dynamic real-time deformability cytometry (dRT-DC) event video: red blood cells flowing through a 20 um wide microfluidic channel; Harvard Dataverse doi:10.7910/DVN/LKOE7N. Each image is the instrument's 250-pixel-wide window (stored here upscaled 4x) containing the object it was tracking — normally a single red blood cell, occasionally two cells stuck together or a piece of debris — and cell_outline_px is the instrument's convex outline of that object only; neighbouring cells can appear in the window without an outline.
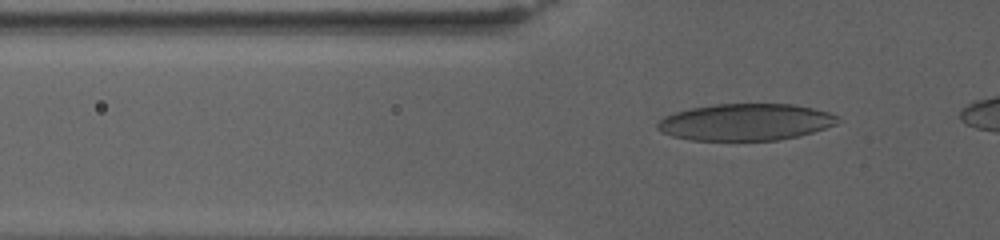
{"species": "human", "species_latin": "Homo sapiens", "temperature_condition": "warm", "stored_images_in_passage": 91, "camera_frame_rate_fps": 3000, "um_per_image_px": 0.085, "donor": {"sex": "female"}, "frame": {"image": 1, "passage_image": 17, "time_ms": 2.667, "image_size_px": [1000, 240], "cell_outline_px": [[840, 120], [836, 124], [800, 136], [776, 140], [692, 140], [672, 136], [660, 132], [656, 128], [656, 124], [664, 116], [676, 112], [692, 108], [712, 104], [796, 104], [828, 112], [840, 116]], "centroid_in_image_um": [63.37, 10.37], "position_along_channel_um": 62.4, "area_um2": 38.73}}
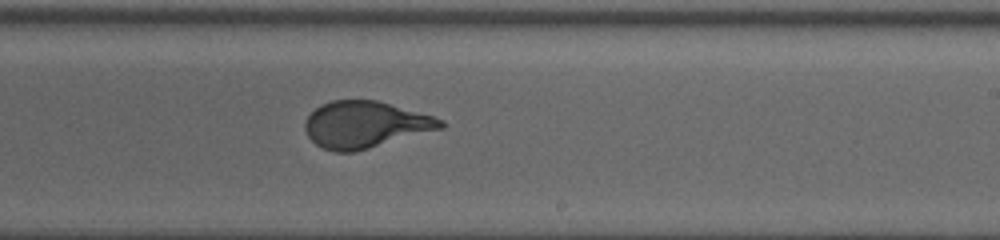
{"frame": {"image": 2, "passage_image": 55, "time_ms": 10.333, "image_size_px": [1000, 240], "cell_outline_px": [[444, 128], [356, 152], [336, 152], [324, 148], [316, 144], [308, 136], [304, 128], [304, 124], [308, 116], [320, 104], [332, 100], [376, 100], [432, 116], [444, 120]], "centroid_in_image_um": [31.03, 10.6], "position_along_channel_um": 258.0, "area_um2": 36.76}}
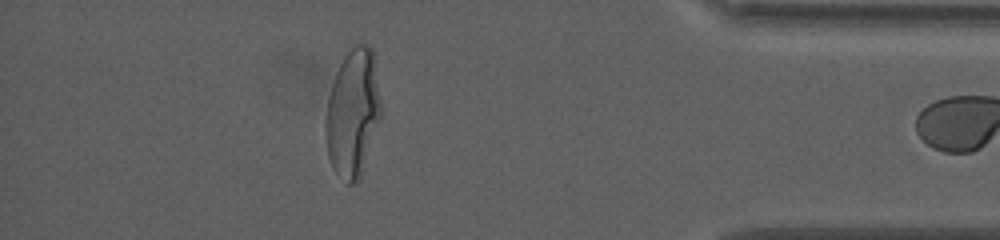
{"frame": {"image": 3, "passage_image": 90, "time_ms": 17.0, "image_size_px": [1000, 240], "cell_outline_px": [[380, 120], [360, 176], [352, 184], [348, 184], [332, 168], [328, 156], [324, 136], [324, 124], [328, 96], [336, 72], [344, 56], [352, 44], [368, 44], [372, 48], [380, 100]], "centroid_in_image_um": [29.95, 9.58], "position_along_channel_um": 405.2, "area_um2": 41.04}}